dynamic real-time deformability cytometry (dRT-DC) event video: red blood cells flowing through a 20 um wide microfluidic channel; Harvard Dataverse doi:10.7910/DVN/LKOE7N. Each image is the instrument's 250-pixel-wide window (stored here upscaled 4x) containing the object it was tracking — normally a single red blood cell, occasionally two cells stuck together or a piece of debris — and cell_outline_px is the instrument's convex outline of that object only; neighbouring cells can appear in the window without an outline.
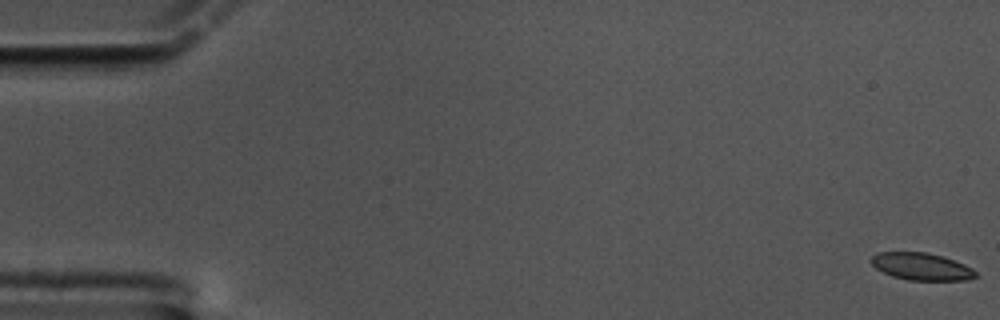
{"species": "common noctule bat (a hibernating species)", "species_latin": "Nyctalus noctula", "temperature_condition": "cold", "stored_images_in_passage": 61, "camera_frame_rate_fps": 3000, "um_per_image_px": 0.085, "animal": {"sex": "male", "body_mass_g": 17.5, "forearm_length_mm": 52.3}, "frame": {"image": 1, "passage_image": 1, "time_ms": 0.0, "image_size_px": [1000, 320], "cell_outline_px": [[976, 276], [968, 280], [908, 280], [892, 276], [876, 268], [868, 260], [876, 252], [928, 252], [944, 256], [964, 264], [972, 268], [976, 272]], "centroid_in_image_um": [78.31, 22.64], "position_along_channel_um": 6.7, "area_um2": 16.7}}
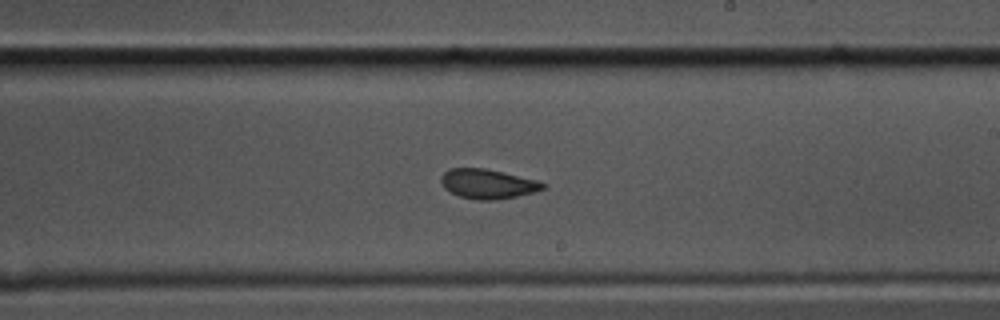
{"frame": {"image": 2, "passage_image": 36, "time_ms": 11.667, "image_size_px": [1000, 320], "cell_outline_px": [[544, 188], [536, 192], [496, 200], [480, 200], [460, 196], [444, 188], [440, 180], [440, 176], [448, 168], [484, 168], [536, 180], [544, 184]], "centroid_in_image_um": [41.42, 15.63], "position_along_channel_um": 247.6, "area_um2": 17.34}}
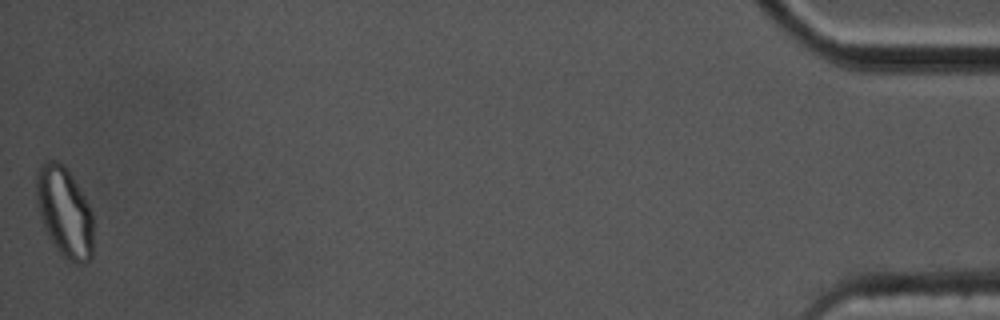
{"frame": {"image": 3, "passage_image": 61, "time_ms": 20.0, "image_size_px": [1000, 320], "cell_outline_px": [[92, 256], [84, 264], [76, 264], [68, 260], [56, 248], [48, 236], [44, 228], [36, 204], [36, 172], [40, 164], [48, 160], [56, 160], [64, 164], [72, 176], [84, 196], [92, 212]], "centroid_in_image_um": [5.46, 18.0], "position_along_channel_um": 429.7, "area_um2": 30.06}, "authors_computed_cell_mechanics": {"area_um2": 17.7446, "velocity_mm_per_s": 3.3299, "shape_relaxation_time_tau1_ms": 3.7586, "shape_relaxation_time_tau2_ms": 1.8443, "deformation_change_tau1": 0.113, "deformation_change_tau2": 0.0668}}